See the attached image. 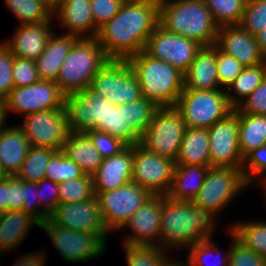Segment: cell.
Listing matches in <instances>:
<instances>
[{"label": "cell", "mask_w": 266, "mask_h": 266, "mask_svg": "<svg viewBox=\"0 0 266 266\" xmlns=\"http://www.w3.org/2000/svg\"><path fill=\"white\" fill-rule=\"evenodd\" d=\"M159 25V4L125 1L119 12L102 25L96 39L109 59L127 60L144 51Z\"/></svg>", "instance_id": "1"}, {"label": "cell", "mask_w": 266, "mask_h": 266, "mask_svg": "<svg viewBox=\"0 0 266 266\" xmlns=\"http://www.w3.org/2000/svg\"><path fill=\"white\" fill-rule=\"evenodd\" d=\"M215 214L196 206L192 201L173 200L165 195L161 213L160 247L162 249L190 248L209 239Z\"/></svg>", "instance_id": "2"}, {"label": "cell", "mask_w": 266, "mask_h": 266, "mask_svg": "<svg viewBox=\"0 0 266 266\" xmlns=\"http://www.w3.org/2000/svg\"><path fill=\"white\" fill-rule=\"evenodd\" d=\"M159 24L202 46L215 45L219 29L204 0H162Z\"/></svg>", "instance_id": "3"}, {"label": "cell", "mask_w": 266, "mask_h": 266, "mask_svg": "<svg viewBox=\"0 0 266 266\" xmlns=\"http://www.w3.org/2000/svg\"><path fill=\"white\" fill-rule=\"evenodd\" d=\"M137 76L142 97L158 107L176 106L184 89V76L169 63L157 60L144 51L127 59Z\"/></svg>", "instance_id": "4"}, {"label": "cell", "mask_w": 266, "mask_h": 266, "mask_svg": "<svg viewBox=\"0 0 266 266\" xmlns=\"http://www.w3.org/2000/svg\"><path fill=\"white\" fill-rule=\"evenodd\" d=\"M108 60L96 38H78L62 63L55 82L65 95L87 89Z\"/></svg>", "instance_id": "5"}, {"label": "cell", "mask_w": 266, "mask_h": 266, "mask_svg": "<svg viewBox=\"0 0 266 266\" xmlns=\"http://www.w3.org/2000/svg\"><path fill=\"white\" fill-rule=\"evenodd\" d=\"M176 107L186 127L202 129L210 128L234 109L227 100L225 89H183Z\"/></svg>", "instance_id": "6"}, {"label": "cell", "mask_w": 266, "mask_h": 266, "mask_svg": "<svg viewBox=\"0 0 266 266\" xmlns=\"http://www.w3.org/2000/svg\"><path fill=\"white\" fill-rule=\"evenodd\" d=\"M88 88L117 106L142 98L137 76L127 60L109 59Z\"/></svg>", "instance_id": "7"}, {"label": "cell", "mask_w": 266, "mask_h": 266, "mask_svg": "<svg viewBox=\"0 0 266 266\" xmlns=\"http://www.w3.org/2000/svg\"><path fill=\"white\" fill-rule=\"evenodd\" d=\"M186 125L176 106L158 107L139 144L159 156L176 160Z\"/></svg>", "instance_id": "8"}, {"label": "cell", "mask_w": 266, "mask_h": 266, "mask_svg": "<svg viewBox=\"0 0 266 266\" xmlns=\"http://www.w3.org/2000/svg\"><path fill=\"white\" fill-rule=\"evenodd\" d=\"M246 185L241 169L209 167L203 185L192 202L217 215Z\"/></svg>", "instance_id": "9"}, {"label": "cell", "mask_w": 266, "mask_h": 266, "mask_svg": "<svg viewBox=\"0 0 266 266\" xmlns=\"http://www.w3.org/2000/svg\"><path fill=\"white\" fill-rule=\"evenodd\" d=\"M40 227L46 231L60 255L70 262L97 258L105 252L106 239L101 233H86L61 227L50 218Z\"/></svg>", "instance_id": "10"}, {"label": "cell", "mask_w": 266, "mask_h": 266, "mask_svg": "<svg viewBox=\"0 0 266 266\" xmlns=\"http://www.w3.org/2000/svg\"><path fill=\"white\" fill-rule=\"evenodd\" d=\"M31 147L61 151L69 135L66 107L43 110L24 116L20 126Z\"/></svg>", "instance_id": "11"}, {"label": "cell", "mask_w": 266, "mask_h": 266, "mask_svg": "<svg viewBox=\"0 0 266 266\" xmlns=\"http://www.w3.org/2000/svg\"><path fill=\"white\" fill-rule=\"evenodd\" d=\"M95 194L107 231L123 229L130 217L152 196L132 181L117 189Z\"/></svg>", "instance_id": "12"}, {"label": "cell", "mask_w": 266, "mask_h": 266, "mask_svg": "<svg viewBox=\"0 0 266 266\" xmlns=\"http://www.w3.org/2000/svg\"><path fill=\"white\" fill-rule=\"evenodd\" d=\"M175 161L146 150L139 143L133 145L132 182L152 195H166L171 187Z\"/></svg>", "instance_id": "13"}, {"label": "cell", "mask_w": 266, "mask_h": 266, "mask_svg": "<svg viewBox=\"0 0 266 266\" xmlns=\"http://www.w3.org/2000/svg\"><path fill=\"white\" fill-rule=\"evenodd\" d=\"M210 167L242 169L239 150V109L234 108L225 118L208 128Z\"/></svg>", "instance_id": "14"}, {"label": "cell", "mask_w": 266, "mask_h": 266, "mask_svg": "<svg viewBox=\"0 0 266 266\" xmlns=\"http://www.w3.org/2000/svg\"><path fill=\"white\" fill-rule=\"evenodd\" d=\"M201 47L198 42L169 32L159 24L147 39L144 52L169 63L184 74Z\"/></svg>", "instance_id": "15"}, {"label": "cell", "mask_w": 266, "mask_h": 266, "mask_svg": "<svg viewBox=\"0 0 266 266\" xmlns=\"http://www.w3.org/2000/svg\"><path fill=\"white\" fill-rule=\"evenodd\" d=\"M65 94L55 81L39 80L26 87L13 88L6 99L7 111L24 116L43 110L63 108Z\"/></svg>", "instance_id": "16"}, {"label": "cell", "mask_w": 266, "mask_h": 266, "mask_svg": "<svg viewBox=\"0 0 266 266\" xmlns=\"http://www.w3.org/2000/svg\"><path fill=\"white\" fill-rule=\"evenodd\" d=\"M106 101L89 88L65 96L69 130L86 132L94 129L105 132Z\"/></svg>", "instance_id": "17"}, {"label": "cell", "mask_w": 266, "mask_h": 266, "mask_svg": "<svg viewBox=\"0 0 266 266\" xmlns=\"http://www.w3.org/2000/svg\"><path fill=\"white\" fill-rule=\"evenodd\" d=\"M49 218L57 225L86 233H109L97 196L82 202L59 204Z\"/></svg>", "instance_id": "18"}, {"label": "cell", "mask_w": 266, "mask_h": 266, "mask_svg": "<svg viewBox=\"0 0 266 266\" xmlns=\"http://www.w3.org/2000/svg\"><path fill=\"white\" fill-rule=\"evenodd\" d=\"M164 199L165 195H152L130 217L124 227H130L133 234L131 236L129 234L123 239L125 245H156L160 247V220Z\"/></svg>", "instance_id": "19"}, {"label": "cell", "mask_w": 266, "mask_h": 266, "mask_svg": "<svg viewBox=\"0 0 266 266\" xmlns=\"http://www.w3.org/2000/svg\"><path fill=\"white\" fill-rule=\"evenodd\" d=\"M215 46L225 54L234 57L245 67L257 66L266 61L256 36L239 25L219 27Z\"/></svg>", "instance_id": "20"}, {"label": "cell", "mask_w": 266, "mask_h": 266, "mask_svg": "<svg viewBox=\"0 0 266 266\" xmlns=\"http://www.w3.org/2000/svg\"><path fill=\"white\" fill-rule=\"evenodd\" d=\"M133 145L119 154L103 159L92 175L94 191L104 192L117 189L132 181Z\"/></svg>", "instance_id": "21"}, {"label": "cell", "mask_w": 266, "mask_h": 266, "mask_svg": "<svg viewBox=\"0 0 266 266\" xmlns=\"http://www.w3.org/2000/svg\"><path fill=\"white\" fill-rule=\"evenodd\" d=\"M53 14L58 15L67 34L78 38L96 37L99 28L93 21L90 0H60L53 8Z\"/></svg>", "instance_id": "22"}, {"label": "cell", "mask_w": 266, "mask_h": 266, "mask_svg": "<svg viewBox=\"0 0 266 266\" xmlns=\"http://www.w3.org/2000/svg\"><path fill=\"white\" fill-rule=\"evenodd\" d=\"M51 22L20 25L11 41L4 42V45L14 56L35 61L45 50L46 43L53 33Z\"/></svg>", "instance_id": "23"}, {"label": "cell", "mask_w": 266, "mask_h": 266, "mask_svg": "<svg viewBox=\"0 0 266 266\" xmlns=\"http://www.w3.org/2000/svg\"><path fill=\"white\" fill-rule=\"evenodd\" d=\"M217 47L202 46L188 70L183 74L184 89L218 90L220 83L216 64Z\"/></svg>", "instance_id": "24"}, {"label": "cell", "mask_w": 266, "mask_h": 266, "mask_svg": "<svg viewBox=\"0 0 266 266\" xmlns=\"http://www.w3.org/2000/svg\"><path fill=\"white\" fill-rule=\"evenodd\" d=\"M78 39L67 33L56 37L52 33L46 43L45 50L35 60L40 80L56 81L62 63L67 58L73 43Z\"/></svg>", "instance_id": "25"}, {"label": "cell", "mask_w": 266, "mask_h": 266, "mask_svg": "<svg viewBox=\"0 0 266 266\" xmlns=\"http://www.w3.org/2000/svg\"><path fill=\"white\" fill-rule=\"evenodd\" d=\"M30 144L20 125L0 132V161L5 175H16L27 157Z\"/></svg>", "instance_id": "26"}, {"label": "cell", "mask_w": 266, "mask_h": 266, "mask_svg": "<svg viewBox=\"0 0 266 266\" xmlns=\"http://www.w3.org/2000/svg\"><path fill=\"white\" fill-rule=\"evenodd\" d=\"M209 146L208 129L187 127L175 164L210 167Z\"/></svg>", "instance_id": "27"}, {"label": "cell", "mask_w": 266, "mask_h": 266, "mask_svg": "<svg viewBox=\"0 0 266 266\" xmlns=\"http://www.w3.org/2000/svg\"><path fill=\"white\" fill-rule=\"evenodd\" d=\"M61 151L90 176L103 161L101 154L85 132L70 131Z\"/></svg>", "instance_id": "28"}, {"label": "cell", "mask_w": 266, "mask_h": 266, "mask_svg": "<svg viewBox=\"0 0 266 266\" xmlns=\"http://www.w3.org/2000/svg\"><path fill=\"white\" fill-rule=\"evenodd\" d=\"M32 225L40 223L22 210H8L0 214V255L19 245Z\"/></svg>", "instance_id": "29"}, {"label": "cell", "mask_w": 266, "mask_h": 266, "mask_svg": "<svg viewBox=\"0 0 266 266\" xmlns=\"http://www.w3.org/2000/svg\"><path fill=\"white\" fill-rule=\"evenodd\" d=\"M209 167L176 165L169 192V198L178 201H192L201 189Z\"/></svg>", "instance_id": "30"}, {"label": "cell", "mask_w": 266, "mask_h": 266, "mask_svg": "<svg viewBox=\"0 0 266 266\" xmlns=\"http://www.w3.org/2000/svg\"><path fill=\"white\" fill-rule=\"evenodd\" d=\"M266 144V115L246 114L239 110V150L243 158Z\"/></svg>", "instance_id": "31"}, {"label": "cell", "mask_w": 266, "mask_h": 266, "mask_svg": "<svg viewBox=\"0 0 266 266\" xmlns=\"http://www.w3.org/2000/svg\"><path fill=\"white\" fill-rule=\"evenodd\" d=\"M266 77V61L260 65L245 67L243 71L228 86L235 94L226 91L229 104L238 108L242 102L259 86Z\"/></svg>", "instance_id": "32"}, {"label": "cell", "mask_w": 266, "mask_h": 266, "mask_svg": "<svg viewBox=\"0 0 266 266\" xmlns=\"http://www.w3.org/2000/svg\"><path fill=\"white\" fill-rule=\"evenodd\" d=\"M157 108L154 102L145 97L124 104L125 126L138 141L151 123Z\"/></svg>", "instance_id": "33"}, {"label": "cell", "mask_w": 266, "mask_h": 266, "mask_svg": "<svg viewBox=\"0 0 266 266\" xmlns=\"http://www.w3.org/2000/svg\"><path fill=\"white\" fill-rule=\"evenodd\" d=\"M20 25L51 21L53 7L45 0H4Z\"/></svg>", "instance_id": "34"}, {"label": "cell", "mask_w": 266, "mask_h": 266, "mask_svg": "<svg viewBox=\"0 0 266 266\" xmlns=\"http://www.w3.org/2000/svg\"><path fill=\"white\" fill-rule=\"evenodd\" d=\"M56 152L52 148L30 147L16 176L23 181L39 182L45 178L46 167Z\"/></svg>", "instance_id": "35"}, {"label": "cell", "mask_w": 266, "mask_h": 266, "mask_svg": "<svg viewBox=\"0 0 266 266\" xmlns=\"http://www.w3.org/2000/svg\"><path fill=\"white\" fill-rule=\"evenodd\" d=\"M123 245L128 266H169L173 262L159 246Z\"/></svg>", "instance_id": "36"}, {"label": "cell", "mask_w": 266, "mask_h": 266, "mask_svg": "<svg viewBox=\"0 0 266 266\" xmlns=\"http://www.w3.org/2000/svg\"><path fill=\"white\" fill-rule=\"evenodd\" d=\"M230 230L248 249L266 258V222L239 223Z\"/></svg>", "instance_id": "37"}, {"label": "cell", "mask_w": 266, "mask_h": 266, "mask_svg": "<svg viewBox=\"0 0 266 266\" xmlns=\"http://www.w3.org/2000/svg\"><path fill=\"white\" fill-rule=\"evenodd\" d=\"M247 0H204L219 26L239 25Z\"/></svg>", "instance_id": "38"}, {"label": "cell", "mask_w": 266, "mask_h": 266, "mask_svg": "<svg viewBox=\"0 0 266 266\" xmlns=\"http://www.w3.org/2000/svg\"><path fill=\"white\" fill-rule=\"evenodd\" d=\"M59 204L82 202L96 196L90 175L58 183Z\"/></svg>", "instance_id": "39"}, {"label": "cell", "mask_w": 266, "mask_h": 266, "mask_svg": "<svg viewBox=\"0 0 266 266\" xmlns=\"http://www.w3.org/2000/svg\"><path fill=\"white\" fill-rule=\"evenodd\" d=\"M105 133L121 140L127 146L139 143L125 126L124 104L117 106L106 101Z\"/></svg>", "instance_id": "40"}, {"label": "cell", "mask_w": 266, "mask_h": 266, "mask_svg": "<svg viewBox=\"0 0 266 266\" xmlns=\"http://www.w3.org/2000/svg\"><path fill=\"white\" fill-rule=\"evenodd\" d=\"M82 169L62 151H57L50 159L46 167L45 178L60 183L83 177Z\"/></svg>", "instance_id": "41"}, {"label": "cell", "mask_w": 266, "mask_h": 266, "mask_svg": "<svg viewBox=\"0 0 266 266\" xmlns=\"http://www.w3.org/2000/svg\"><path fill=\"white\" fill-rule=\"evenodd\" d=\"M239 26L256 36L266 27V0H247Z\"/></svg>", "instance_id": "42"}, {"label": "cell", "mask_w": 266, "mask_h": 266, "mask_svg": "<svg viewBox=\"0 0 266 266\" xmlns=\"http://www.w3.org/2000/svg\"><path fill=\"white\" fill-rule=\"evenodd\" d=\"M243 161L241 170L247 184L250 185L256 180V177H259V175L261 177L263 173H266V144L252 150L244 157ZM263 177L260 178L263 181L261 185L265 186L266 176L264 175Z\"/></svg>", "instance_id": "43"}, {"label": "cell", "mask_w": 266, "mask_h": 266, "mask_svg": "<svg viewBox=\"0 0 266 266\" xmlns=\"http://www.w3.org/2000/svg\"><path fill=\"white\" fill-rule=\"evenodd\" d=\"M233 238L232 247L229 250L228 266H265L266 258L248 249L236 236L229 230Z\"/></svg>", "instance_id": "44"}, {"label": "cell", "mask_w": 266, "mask_h": 266, "mask_svg": "<svg viewBox=\"0 0 266 266\" xmlns=\"http://www.w3.org/2000/svg\"><path fill=\"white\" fill-rule=\"evenodd\" d=\"M210 239L211 238L199 241L190 247L189 251L190 254L187 262L189 264L187 266H205V265L208 266L209 264H207L205 258L208 255L211 256V254H213L212 251H216L218 253V255L217 253L216 255L220 256L219 249L215 246L213 242H211ZM228 257H229V251L227 253V256L226 255L224 256L225 259L223 257L217 258V261L213 266H228L229 262Z\"/></svg>", "instance_id": "45"}, {"label": "cell", "mask_w": 266, "mask_h": 266, "mask_svg": "<svg viewBox=\"0 0 266 266\" xmlns=\"http://www.w3.org/2000/svg\"><path fill=\"white\" fill-rule=\"evenodd\" d=\"M217 73L220 86L227 87L243 71V66L234 57L225 54L217 48L216 54Z\"/></svg>", "instance_id": "46"}, {"label": "cell", "mask_w": 266, "mask_h": 266, "mask_svg": "<svg viewBox=\"0 0 266 266\" xmlns=\"http://www.w3.org/2000/svg\"><path fill=\"white\" fill-rule=\"evenodd\" d=\"M85 133L90 137L103 159L117 155L127 147L124 142L105 132L91 129Z\"/></svg>", "instance_id": "47"}, {"label": "cell", "mask_w": 266, "mask_h": 266, "mask_svg": "<svg viewBox=\"0 0 266 266\" xmlns=\"http://www.w3.org/2000/svg\"><path fill=\"white\" fill-rule=\"evenodd\" d=\"M12 70L14 88L26 87L40 80L34 60L15 56Z\"/></svg>", "instance_id": "48"}, {"label": "cell", "mask_w": 266, "mask_h": 266, "mask_svg": "<svg viewBox=\"0 0 266 266\" xmlns=\"http://www.w3.org/2000/svg\"><path fill=\"white\" fill-rule=\"evenodd\" d=\"M14 55L4 45L0 44V99L6 100L14 88L13 63Z\"/></svg>", "instance_id": "49"}, {"label": "cell", "mask_w": 266, "mask_h": 266, "mask_svg": "<svg viewBox=\"0 0 266 266\" xmlns=\"http://www.w3.org/2000/svg\"><path fill=\"white\" fill-rule=\"evenodd\" d=\"M22 192L24 198L22 211L28 213L42 224L49 216L44 212V209L40 210L39 208L37 183L22 180Z\"/></svg>", "instance_id": "50"}, {"label": "cell", "mask_w": 266, "mask_h": 266, "mask_svg": "<svg viewBox=\"0 0 266 266\" xmlns=\"http://www.w3.org/2000/svg\"><path fill=\"white\" fill-rule=\"evenodd\" d=\"M125 0H90L94 24L100 28L120 10Z\"/></svg>", "instance_id": "51"}, {"label": "cell", "mask_w": 266, "mask_h": 266, "mask_svg": "<svg viewBox=\"0 0 266 266\" xmlns=\"http://www.w3.org/2000/svg\"><path fill=\"white\" fill-rule=\"evenodd\" d=\"M238 109L246 114L266 115V77L242 102Z\"/></svg>", "instance_id": "52"}, {"label": "cell", "mask_w": 266, "mask_h": 266, "mask_svg": "<svg viewBox=\"0 0 266 266\" xmlns=\"http://www.w3.org/2000/svg\"><path fill=\"white\" fill-rule=\"evenodd\" d=\"M45 185H48L49 187H45ZM49 190L47 193L46 191ZM51 194L49 197H46V193ZM59 187L58 183L53 182L49 179H42L39 182H37V191H38V199H39V204H41V207H44V212L50 216L56 209V207L59 205ZM46 194V195H45ZM46 197V198H45Z\"/></svg>", "instance_id": "53"}, {"label": "cell", "mask_w": 266, "mask_h": 266, "mask_svg": "<svg viewBox=\"0 0 266 266\" xmlns=\"http://www.w3.org/2000/svg\"><path fill=\"white\" fill-rule=\"evenodd\" d=\"M22 180L16 175H8V210H22Z\"/></svg>", "instance_id": "54"}, {"label": "cell", "mask_w": 266, "mask_h": 266, "mask_svg": "<svg viewBox=\"0 0 266 266\" xmlns=\"http://www.w3.org/2000/svg\"><path fill=\"white\" fill-rule=\"evenodd\" d=\"M43 253H31L20 257L19 260L14 264V266H44Z\"/></svg>", "instance_id": "55"}, {"label": "cell", "mask_w": 266, "mask_h": 266, "mask_svg": "<svg viewBox=\"0 0 266 266\" xmlns=\"http://www.w3.org/2000/svg\"><path fill=\"white\" fill-rule=\"evenodd\" d=\"M8 211V175L0 180V214Z\"/></svg>", "instance_id": "56"}, {"label": "cell", "mask_w": 266, "mask_h": 266, "mask_svg": "<svg viewBox=\"0 0 266 266\" xmlns=\"http://www.w3.org/2000/svg\"><path fill=\"white\" fill-rule=\"evenodd\" d=\"M262 55L266 58V27L256 35Z\"/></svg>", "instance_id": "57"}, {"label": "cell", "mask_w": 266, "mask_h": 266, "mask_svg": "<svg viewBox=\"0 0 266 266\" xmlns=\"http://www.w3.org/2000/svg\"><path fill=\"white\" fill-rule=\"evenodd\" d=\"M7 112L6 100L0 99V132L6 127Z\"/></svg>", "instance_id": "58"}, {"label": "cell", "mask_w": 266, "mask_h": 266, "mask_svg": "<svg viewBox=\"0 0 266 266\" xmlns=\"http://www.w3.org/2000/svg\"><path fill=\"white\" fill-rule=\"evenodd\" d=\"M130 2H147V3H157L160 4L162 0H125Z\"/></svg>", "instance_id": "59"}, {"label": "cell", "mask_w": 266, "mask_h": 266, "mask_svg": "<svg viewBox=\"0 0 266 266\" xmlns=\"http://www.w3.org/2000/svg\"><path fill=\"white\" fill-rule=\"evenodd\" d=\"M48 4H50L53 8L58 4V0H45Z\"/></svg>", "instance_id": "60"}, {"label": "cell", "mask_w": 266, "mask_h": 266, "mask_svg": "<svg viewBox=\"0 0 266 266\" xmlns=\"http://www.w3.org/2000/svg\"><path fill=\"white\" fill-rule=\"evenodd\" d=\"M169 266H186V264L184 265L178 261H176V262L173 261Z\"/></svg>", "instance_id": "61"}, {"label": "cell", "mask_w": 266, "mask_h": 266, "mask_svg": "<svg viewBox=\"0 0 266 266\" xmlns=\"http://www.w3.org/2000/svg\"><path fill=\"white\" fill-rule=\"evenodd\" d=\"M6 175L4 174L3 170H2V165H1V161H0V180L5 177Z\"/></svg>", "instance_id": "62"}]
</instances>
